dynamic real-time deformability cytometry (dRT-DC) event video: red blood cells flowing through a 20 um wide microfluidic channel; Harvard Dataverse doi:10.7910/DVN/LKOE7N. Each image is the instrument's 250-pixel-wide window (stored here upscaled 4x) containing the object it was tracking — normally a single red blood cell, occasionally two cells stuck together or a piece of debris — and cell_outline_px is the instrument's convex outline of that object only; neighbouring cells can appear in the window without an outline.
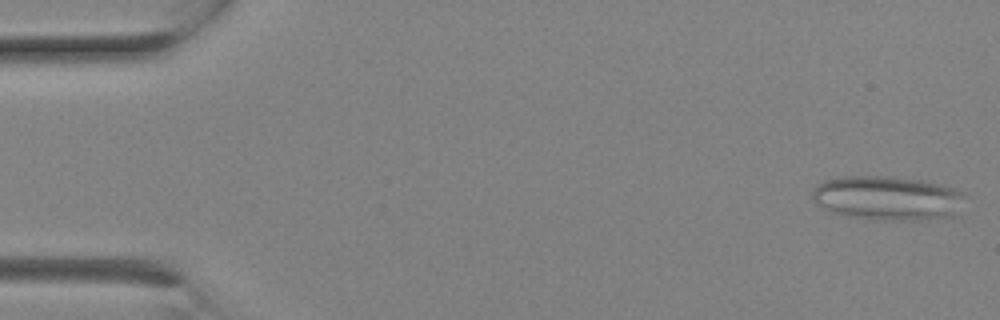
{"species": "Egyptian fruit bat (a non-hibernating species)", "species_latin": "Rousettus aegyptiacus", "temperature_condition": "room temperature", "stored_images_in_passage": 9, "camera_frame_rate_fps": 3000, "um_per_image_px": 0.085, "animal": {"sex": "female"}, "frame": {"image": 1, "passage_image": 1, "time_ms": 0.0, "image_size_px": [1000, 320], "cell_outline_px": [[964, 196], [960, 216], [920, 220], [876, 220], [844, 216], [828, 212], [816, 204], [812, 200], [812, 192], [820, 184], [828, 180], [848, 176], [888, 176], [920, 180], [952, 188], [964, 192]], "centroid_in_image_um": [75.47, 16.87], "position_along_channel_um": 9.5, "area_um2": 39.77}}